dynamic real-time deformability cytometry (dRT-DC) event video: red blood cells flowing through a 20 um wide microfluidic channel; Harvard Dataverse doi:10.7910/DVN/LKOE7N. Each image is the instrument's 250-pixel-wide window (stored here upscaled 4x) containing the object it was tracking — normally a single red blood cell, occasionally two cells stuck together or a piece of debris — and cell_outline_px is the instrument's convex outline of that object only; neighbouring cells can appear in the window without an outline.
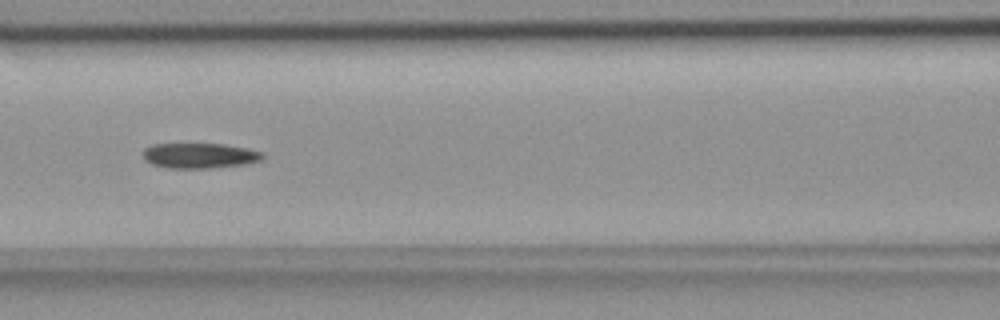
{"species": "common noctule bat (a hibernating species)", "species_latin": "Nyctalus noctula", "temperature_condition": "room temperature", "stored_images_in_passage": 51, "camera_frame_rate_fps": 3000, "um_per_image_px": 0.085, "animal": {"sex": "female", "body_mass_g": 18.4}, "frame": {"image": 1, "passage_image": 20, "time_ms": 6.333, "image_size_px": [1000, 320], "cell_outline_px": [[264, 160], [248, 164], [212, 168], [168, 168], [152, 164], [144, 160], [144, 148], [152, 144], [224, 144], [248, 148], [264, 152]], "centroid_in_image_um": [17.03, 13.23], "position_along_channel_um": 149.6, "area_um2": 17.86}}
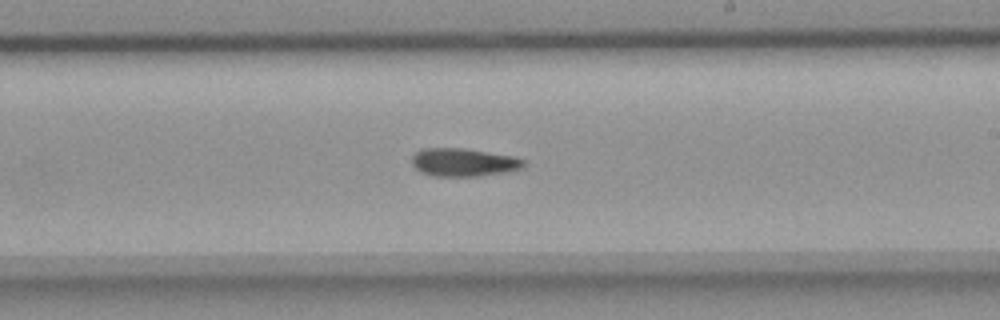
{"frame": {"image": 2, "passage_image": 28, "time_ms": 9.0, "image_size_px": [1000, 320], "cell_outline_px": [[528, 164], [524, 168], [508, 172], [476, 176], [432, 176], [420, 172], [412, 164], [412, 156], [416, 152], [424, 148], [464, 148], [516, 156], [524, 160]], "centroid_in_image_um": [39.46, 13.8], "position_along_channel_um": 249.5, "area_um2": 18.61}}
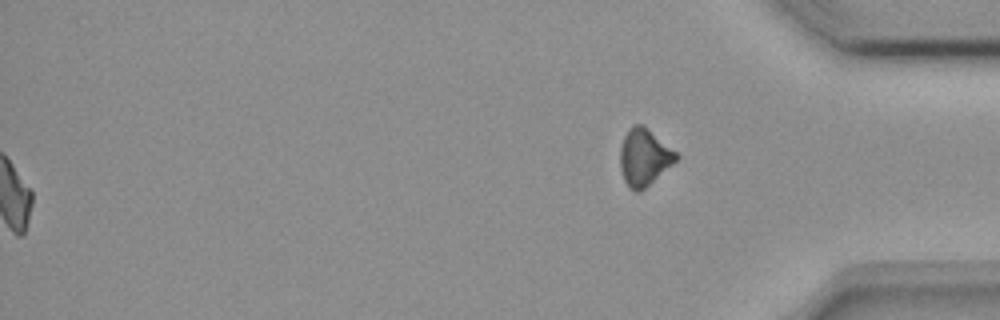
{"frame": {"image": 3, "passage_image": 51, "time_ms": 16.667, "image_size_px": [1000, 320], "cell_outline_px": [[680, 156], [672, 164], [644, 188], [636, 192], [624, 180], [620, 168], [620, 148], [624, 136], [632, 124], [640, 124], [676, 152]], "centroid_in_image_um": [54.72, 13.36], "position_along_channel_um": 380.5, "area_um2": 17.86}}